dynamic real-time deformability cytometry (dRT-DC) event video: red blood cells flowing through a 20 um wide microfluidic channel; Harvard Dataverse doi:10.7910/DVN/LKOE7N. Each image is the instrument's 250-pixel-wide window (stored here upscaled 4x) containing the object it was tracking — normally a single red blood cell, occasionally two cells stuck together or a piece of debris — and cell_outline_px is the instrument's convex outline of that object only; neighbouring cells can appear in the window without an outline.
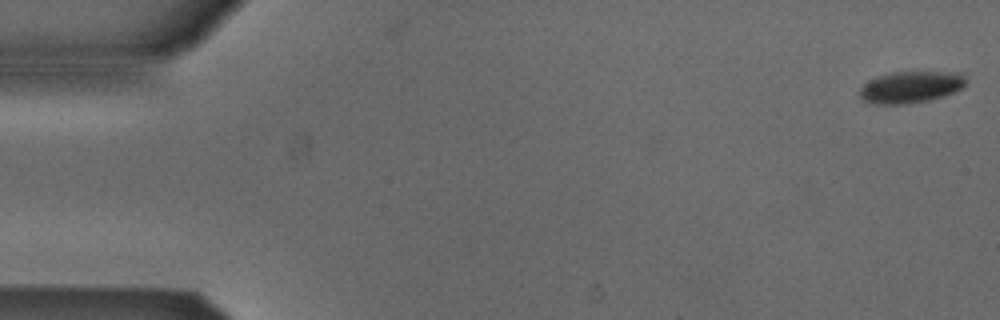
{"species": "Egyptian fruit bat (a non-hibernating species)", "species_latin": "Rousettus aegyptiacus", "temperature_condition": "cold", "stored_images_in_passage": 53, "camera_frame_rate_fps": 3000, "um_per_image_px": 0.085, "animal": {"sex": "male"}, "frame": {"image": 1, "passage_image": 1, "time_ms": 0.0, "image_size_px": [1000, 320], "cell_outline_px": [[964, 84], [956, 92], [944, 96], [928, 100], [908, 104], [876, 104], [864, 100], [860, 96], [860, 88], [864, 84], [876, 76], [892, 72], [956, 72], [964, 76]], "centroid_in_image_um": [77.39, 7.4], "position_along_channel_um": 7.6, "area_um2": 19.48}}
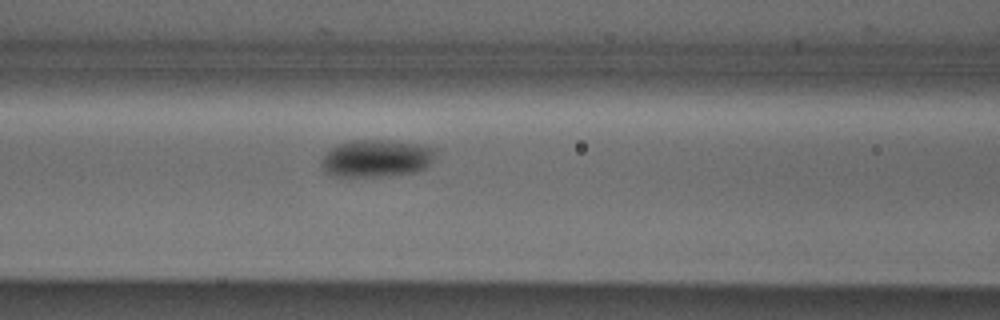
{"frame": {"image": 2, "passage_image": 22, "time_ms": 7.0, "image_size_px": [1000, 320], "cell_outline_px": [[436, 156], [424, 168], [416, 172], [380, 176], [336, 176], [324, 172], [320, 164], [320, 160], [336, 144], [352, 140], [392, 140], [424, 144], [436, 148]], "centroid_in_image_um": [32.01, 13.44], "position_along_channel_um": 134.6, "area_um2": 25.09}}
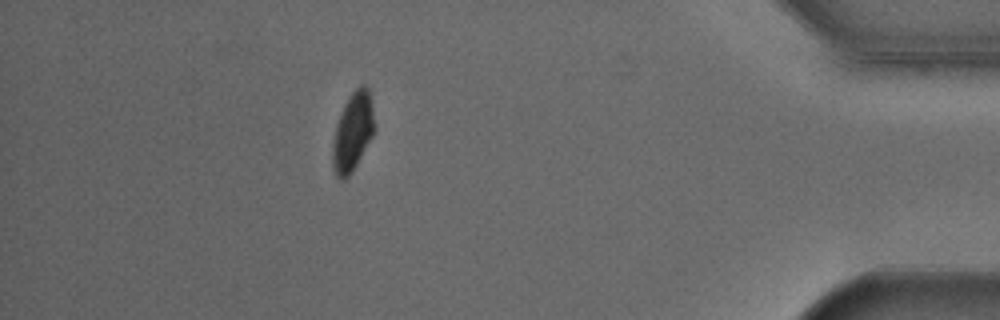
{"frame": {"image": 3, "passage_image": 47, "time_ms": 15.333, "image_size_px": [1000, 320], "cell_outline_px": [[372, 136], [352, 172], [344, 180], [340, 180], [336, 176], [332, 164], [332, 144], [336, 124], [340, 112], [348, 96], [360, 84], [364, 84], [368, 88], [372, 100]], "centroid_in_image_um": [29.94, 11.2], "position_along_channel_um": 405.3, "area_um2": 18.96}, "authors_computed_cell_mechanics": {"area_um2": 21.9062, "velocity_mm_per_s": 3.8608, "shape_relaxation_time_tau1_ms": 3.8769, "shape_relaxation_time_tau2_ms": null, "deformation_change_tau1": 0.0926, "deformation_change_tau2": null}}